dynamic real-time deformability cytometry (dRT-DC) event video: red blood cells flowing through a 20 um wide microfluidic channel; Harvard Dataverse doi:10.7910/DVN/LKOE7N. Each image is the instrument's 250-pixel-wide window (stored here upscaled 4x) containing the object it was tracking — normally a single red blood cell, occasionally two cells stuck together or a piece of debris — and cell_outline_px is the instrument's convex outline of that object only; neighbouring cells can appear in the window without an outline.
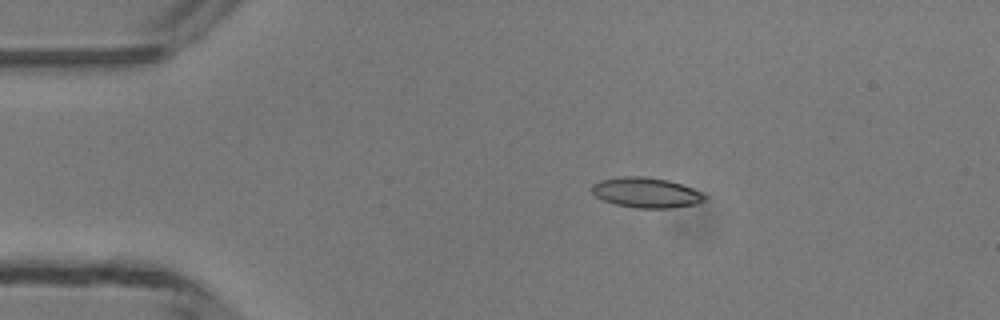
{"species": "common noctule bat (a hibernating species)", "species_latin": "Nyctalus noctula", "temperature_condition": "room temperature", "stored_images_in_passage": 3, "camera_frame_rate_fps": 3000, "um_per_image_px": 0.085, "animal": {"sex": "male", "body_mass_g": 13.3}, "frame": {"image": 1, "passage_image": 1, "time_ms": 0.0, "image_size_px": [1000, 320], "cell_outline_px": [[708, 196], [704, 200], [696, 204], [672, 208], [636, 208], [616, 204], [604, 200], [596, 196], [592, 192], [592, 184], [600, 180], [624, 176], [640, 176], [668, 180], [692, 188]], "centroid_in_image_um": [54.93, 16.37], "position_along_channel_um": 30.1, "area_um2": 19.71}}
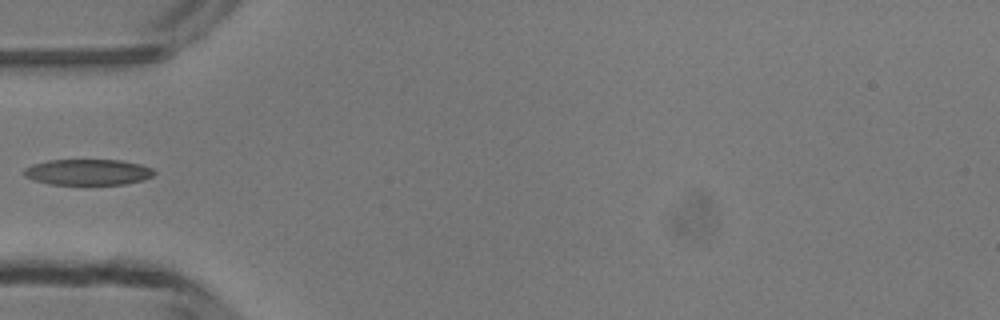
{"frame": {"image": 2, "passage_image": 3, "time_ms": 2.333, "image_size_px": [1000, 320], "cell_outline_px": [[156, 172], [152, 176], [140, 180], [124, 184], [48, 184], [24, 176], [20, 172], [24, 168], [32, 164], [48, 160], [120, 160], [140, 164], [152, 168]], "centroid_in_image_um": [7.42, 14.62], "position_along_channel_um": 77.6, "area_um2": 19.59}}